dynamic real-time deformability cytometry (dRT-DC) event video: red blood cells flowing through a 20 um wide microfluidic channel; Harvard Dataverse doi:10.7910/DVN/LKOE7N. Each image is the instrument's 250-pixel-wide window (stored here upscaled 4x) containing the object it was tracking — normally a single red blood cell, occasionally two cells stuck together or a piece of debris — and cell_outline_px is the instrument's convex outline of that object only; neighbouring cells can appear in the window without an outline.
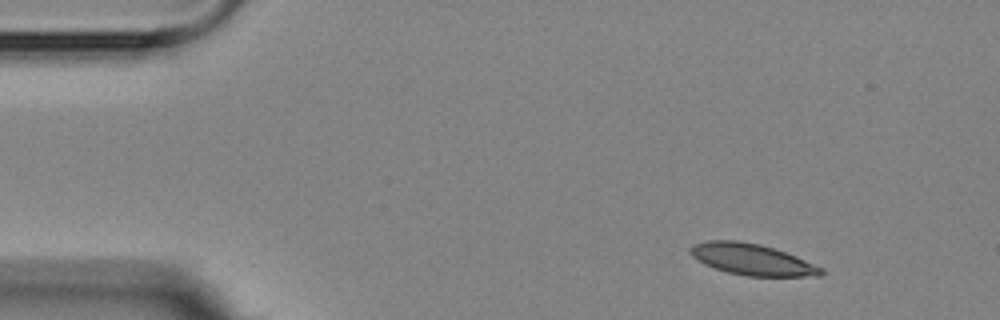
{"species": "Egyptian fruit bat (a non-hibernating species)", "species_latin": "Rousettus aegyptiacus", "temperature_condition": "room temperature", "stored_images_in_passage": 7, "camera_frame_rate_fps": 3000, "um_per_image_px": 0.085, "animal": {"sex": "female"}, "frame": {"image": 1, "passage_image": 1, "time_ms": 0.0, "image_size_px": [1000, 320], "cell_outline_px": [[824, 276], [748, 276], [728, 272], [704, 264], [692, 256], [688, 252], [688, 248], [696, 244], [708, 240], [736, 240], [760, 244], [796, 256], [824, 268]], "centroid_in_image_um": [63.93, 22.05], "position_along_channel_um": 21.1, "area_um2": 23.76}}
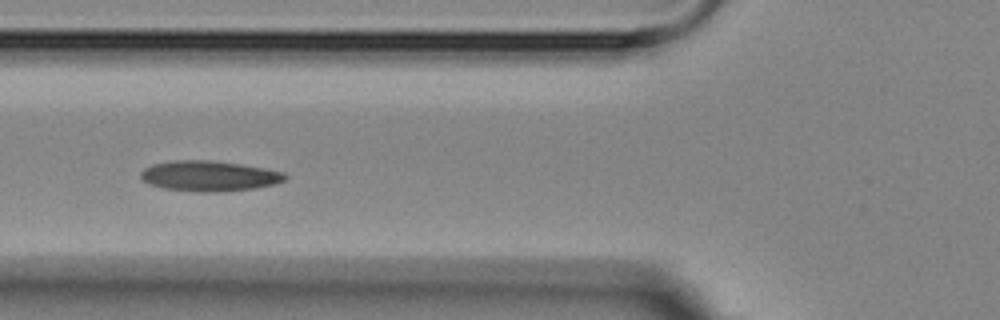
{"frame": {"image": 2, "passage_image": 5, "time_ms": 4.667, "image_size_px": [1000, 320], "cell_outline_px": [[288, 176], [284, 180], [272, 184], [256, 188], [220, 192], [196, 192], [164, 188], [152, 184], [144, 180], [140, 176], [140, 172], [144, 168], [152, 164], [172, 160], [216, 160], [264, 168], [284, 172]], "centroid_in_image_um": [17.78, 14.95], "position_along_channel_um": 108.0, "area_um2": 25.61}}
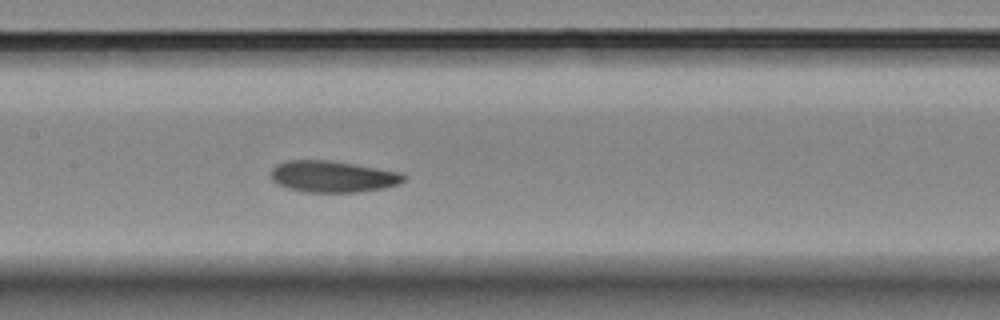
{"frame": {"image": 3, "passage_image": 7, "time_ms": 6.667, "image_size_px": [1000, 320], "cell_outline_px": [[404, 180], [400, 184], [384, 188], [356, 192], [304, 192], [288, 188], [276, 184], [272, 180], [272, 168], [288, 160], [328, 160], [400, 172], [404, 176]], "centroid_in_image_um": [28.27, 15.02], "position_along_channel_um": 179.1, "area_um2": 24.1}}